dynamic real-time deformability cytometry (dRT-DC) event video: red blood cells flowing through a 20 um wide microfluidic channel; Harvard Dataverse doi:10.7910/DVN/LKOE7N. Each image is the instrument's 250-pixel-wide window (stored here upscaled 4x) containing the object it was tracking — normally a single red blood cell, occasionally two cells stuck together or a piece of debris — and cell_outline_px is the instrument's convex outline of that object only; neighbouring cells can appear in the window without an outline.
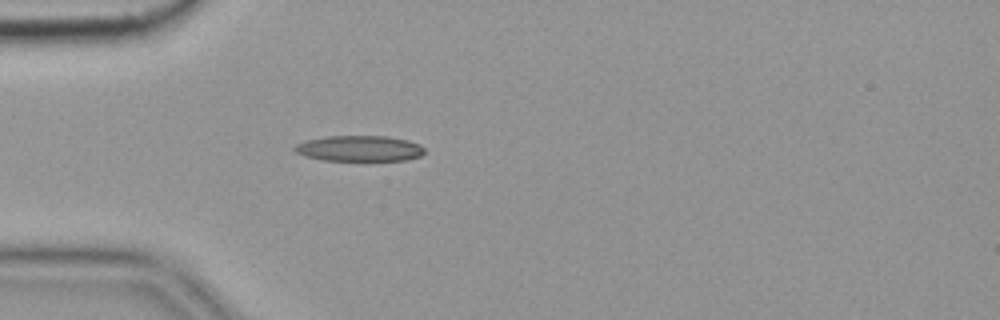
{"species": "common noctule bat (a hibernating species)", "species_latin": "Nyctalus noctula", "temperature_condition": "cold", "stored_images_in_passage": 2, "camera_frame_rate_fps": 3000, "um_per_image_px": 0.085, "animal": {"sex": "female", "body_mass_g": 19.9}, "frame": {"image": 1, "passage_image": 2, "time_ms": 0.333, "image_size_px": [1000, 320], "cell_outline_px": [[424, 152], [420, 156], [404, 160], [324, 160], [304, 156], [296, 152], [292, 148], [296, 144], [308, 140], [324, 136], [388, 136], [408, 140], [420, 144], [424, 148]], "centroid_in_image_um": [30.54, 12.61], "position_along_channel_um": 54.5, "area_um2": 19.42}}